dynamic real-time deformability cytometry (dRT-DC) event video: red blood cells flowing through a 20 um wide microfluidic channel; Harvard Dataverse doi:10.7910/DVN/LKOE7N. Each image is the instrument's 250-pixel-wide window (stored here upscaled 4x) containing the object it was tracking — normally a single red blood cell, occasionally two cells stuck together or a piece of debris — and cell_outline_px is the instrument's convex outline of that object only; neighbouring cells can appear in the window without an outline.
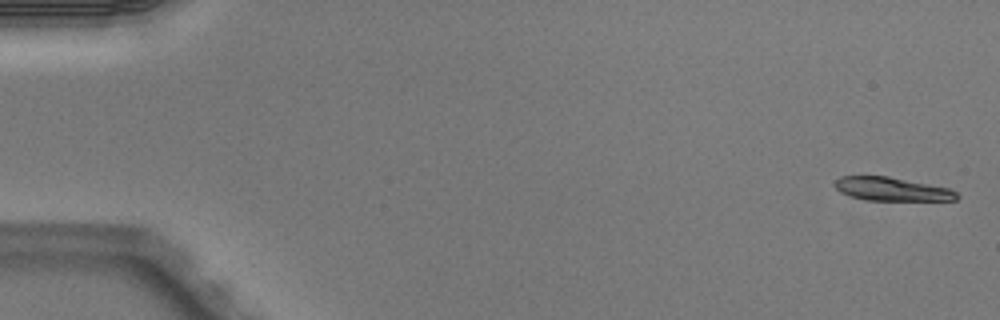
{"species": "Egyptian fruit bat (a non-hibernating species)", "species_latin": "Rousettus aegyptiacus", "temperature_condition": "warm", "stored_images_in_passage": 5, "camera_frame_rate_fps": 3000, "um_per_image_px": 0.085, "animal": {"sex": "male"}, "frame": {"image": 1, "passage_image": 1, "time_ms": 0.0, "image_size_px": [1000, 320], "cell_outline_px": [[960, 196], [956, 200], [864, 200], [840, 192], [832, 184], [840, 176], [888, 176], [948, 188], [956, 192]], "centroid_in_image_um": [75.77, 16.07], "position_along_channel_um": 9.2, "area_um2": 16.59}}
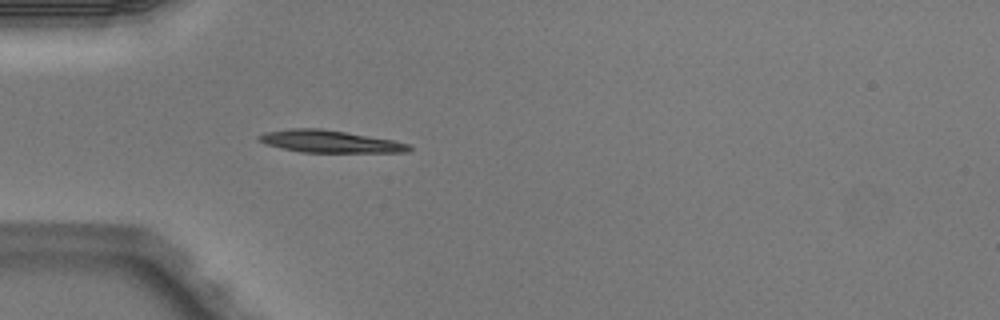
{"frame": {"image": 2, "passage_image": 5, "time_ms": 1.333, "image_size_px": [1000, 320], "cell_outline_px": [[412, 148], [408, 152], [300, 152], [280, 148], [264, 144], [256, 140], [256, 136], [264, 132], [292, 128], [320, 128], [392, 140], [408, 144]], "centroid_in_image_um": [27.92, 12.02], "position_along_channel_um": 57.1, "area_um2": 19.42}}